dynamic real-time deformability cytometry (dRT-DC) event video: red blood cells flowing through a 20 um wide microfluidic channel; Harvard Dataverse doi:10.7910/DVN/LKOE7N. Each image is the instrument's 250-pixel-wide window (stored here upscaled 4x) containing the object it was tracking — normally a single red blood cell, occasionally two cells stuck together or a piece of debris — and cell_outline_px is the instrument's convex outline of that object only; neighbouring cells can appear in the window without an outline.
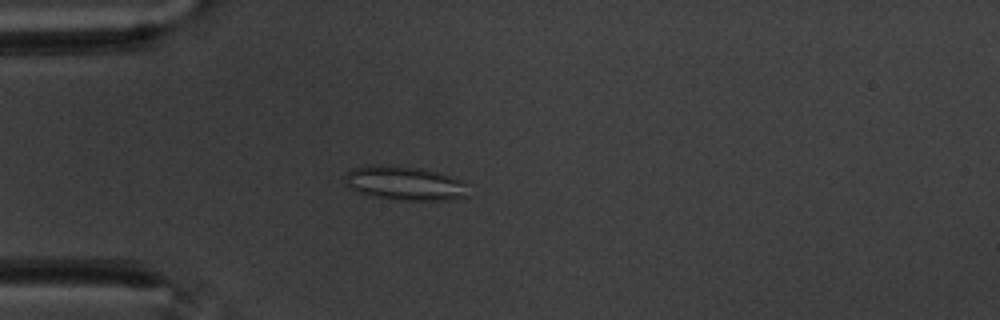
{"species": "common noctule bat (a hibernating species)", "species_latin": "Nyctalus noctula", "temperature_condition": "warm", "stored_images_in_passage": 58, "camera_frame_rate_fps": 3000, "um_per_image_px": 0.085, "animal": {"sex": "male", "body_mass_g": 20.1, "forearm_length_mm": 53.5}, "frame": {"image": 1, "passage_image": 16, "time_ms": 5.0, "image_size_px": [1000, 320], "cell_outline_px": [[468, 196], [448, 200], [388, 200], [372, 196], [360, 192], [352, 188], [348, 184], [344, 176], [352, 168], [424, 168], [460, 180], [468, 184]], "centroid_in_image_um": [34.51, 15.65], "position_along_channel_um": 50.5, "area_um2": 23.47}}
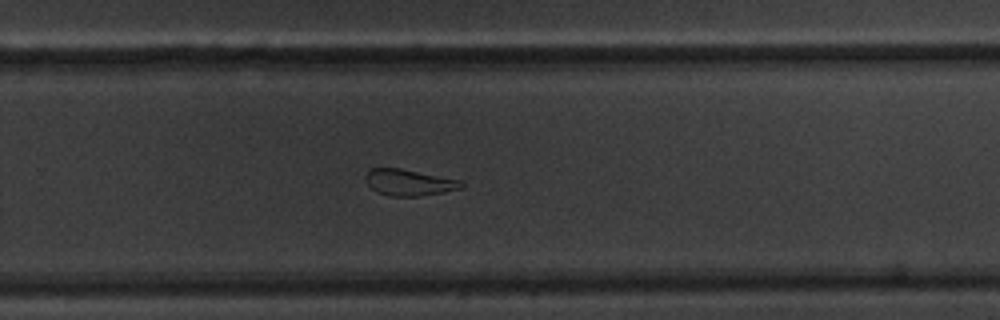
{"frame": {"image": 2, "passage_image": 38, "time_ms": 12.333, "image_size_px": [1000, 320], "cell_outline_px": [[464, 184], [460, 188], [444, 192], [420, 196], [388, 196], [372, 188], [364, 180], [364, 176], [368, 168], [400, 168], [460, 180]], "centroid_in_image_um": [34.72, 15.5], "position_along_channel_um": 295.1, "area_um2": 14.62}}
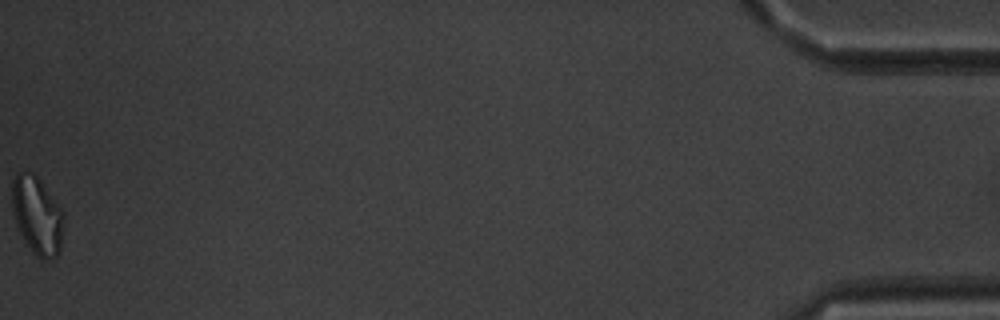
{"frame": {"image": 3, "passage_image": 58, "time_ms": 19.0, "image_size_px": [1000, 320], "cell_outline_px": [[64, 220], [60, 252], [52, 260], [40, 260], [32, 252], [24, 240], [16, 224], [12, 208], [12, 180], [16, 172], [36, 172], [60, 204], [64, 212]], "centroid_in_image_um": [3.19, 18.29], "position_along_channel_um": 432.0, "area_um2": 24.28}, "authors_computed_cell_mechanics": {"area_um2": 19.7098, "velocity_mm_per_s": 3.4899, "shape_relaxation_time_tau1_ms": null, "shape_relaxation_time_tau2_ms": 2.577, "deformation_change_tau1": null, "deformation_change_tau2": 0.1015}}